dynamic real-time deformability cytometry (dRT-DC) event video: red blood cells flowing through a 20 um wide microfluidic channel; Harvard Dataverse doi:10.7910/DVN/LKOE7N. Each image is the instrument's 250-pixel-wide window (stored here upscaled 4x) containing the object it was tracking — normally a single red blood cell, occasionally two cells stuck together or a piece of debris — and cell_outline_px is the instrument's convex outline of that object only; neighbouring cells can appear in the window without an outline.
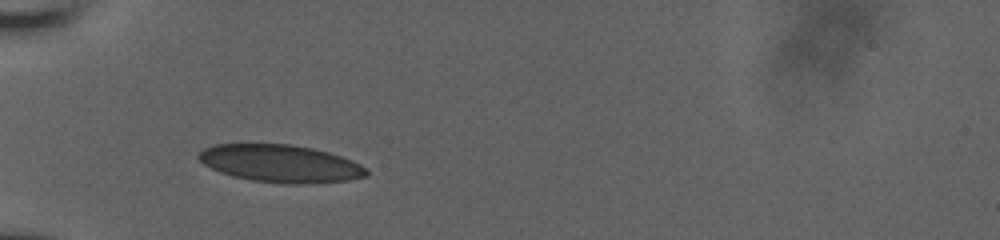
{"species": "human", "species_latin": "Homo sapiens", "temperature_condition": "room temperature", "stored_images_in_passage": 36, "camera_frame_rate_fps": 3000, "um_per_image_px": 0.085, "donor": {"sex": "male"}, "frame": {"image": 1, "passage_image": 1, "time_ms": 0.0, "image_size_px": [1000, 240], "cell_outline_px": [[368, 176], [348, 180], [304, 184], [288, 184], [252, 180], [232, 176], [220, 172], [204, 164], [196, 156], [204, 148], [216, 144], [292, 144], [312, 148], [328, 152], [352, 160], [360, 164], [368, 172]], "centroid_in_image_um": [23.83, 13.9], "position_along_channel_um": 61.2, "area_um2": 36.59}}
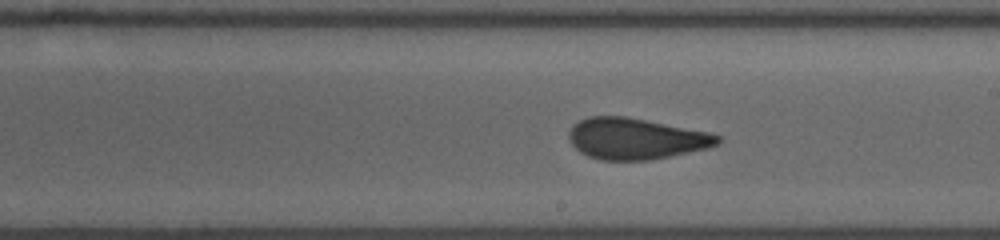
{"frame": {"image": 2, "passage_image": 15, "time_ms": 4.667, "image_size_px": [1000, 240], "cell_outline_px": [[724, 136], [716, 144], [708, 148], [648, 160], [600, 160], [588, 156], [580, 152], [572, 144], [568, 136], [568, 132], [572, 124], [588, 116], [628, 116], [708, 132]], "centroid_in_image_um": [54.01, 11.77], "position_along_channel_um": 235.0, "area_um2": 35.72}}
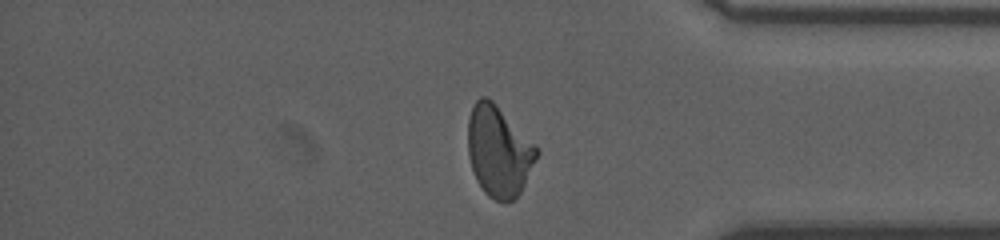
{"frame": {"image": 3, "passage_image": 28, "time_ms": 9.0, "image_size_px": [1000, 240], "cell_outline_px": [[540, 152], [520, 192], [508, 204], [504, 204], [488, 196], [484, 192], [476, 180], [468, 156], [468, 116], [472, 104], [480, 96], [488, 96], [536, 144]], "centroid_in_image_um": [42.38, 12.84], "position_along_channel_um": 392.8, "area_um2": 36.7}, "authors_computed_cell_mechanics": {"area_um2": 35.4025, "velocity_mm_per_s": 3.946, "shape_relaxation_time_tau1_ms": null, "shape_relaxation_time_tau2_ms": 0.9365, "deformation_change_tau1": null, "deformation_change_tau2": 0.0585}}